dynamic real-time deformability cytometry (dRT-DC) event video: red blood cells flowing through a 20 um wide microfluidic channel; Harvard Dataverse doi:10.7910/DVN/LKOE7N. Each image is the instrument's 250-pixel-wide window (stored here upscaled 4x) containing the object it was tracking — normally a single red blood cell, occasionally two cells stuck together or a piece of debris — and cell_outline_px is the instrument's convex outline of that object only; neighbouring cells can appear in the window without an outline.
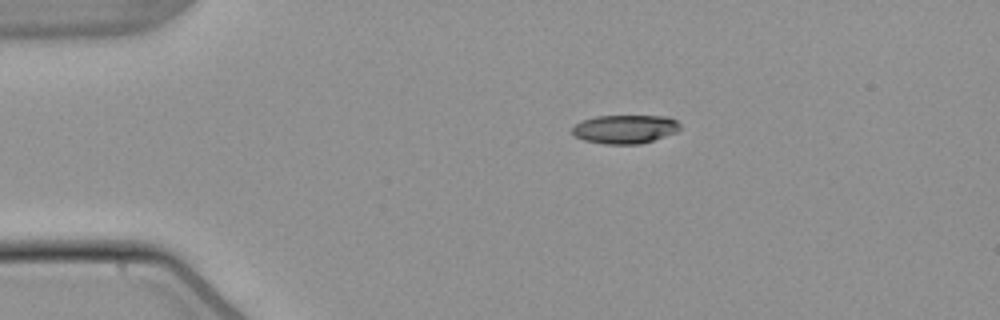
{"species": "common noctule bat (a hibernating species)", "species_latin": "Nyctalus noctula", "temperature_condition": "warm", "stored_images_in_passage": 44, "camera_frame_rate_fps": 3000, "um_per_image_px": 0.085, "animal": {"sex": "male", "body_mass_g": 21.5, "forearm_length_mm": 52.0}, "frame": {"image": 1, "passage_image": 1, "time_ms": 0.0, "image_size_px": [1000, 320], "cell_outline_px": [[680, 128], [676, 132], [640, 144], [604, 144], [584, 140], [576, 136], [572, 132], [572, 128], [576, 124], [584, 120], [596, 116], [668, 116], [676, 120], [680, 124]], "centroid_in_image_um": [53.13, 10.97], "position_along_channel_um": 31.9, "area_um2": 17.86}}
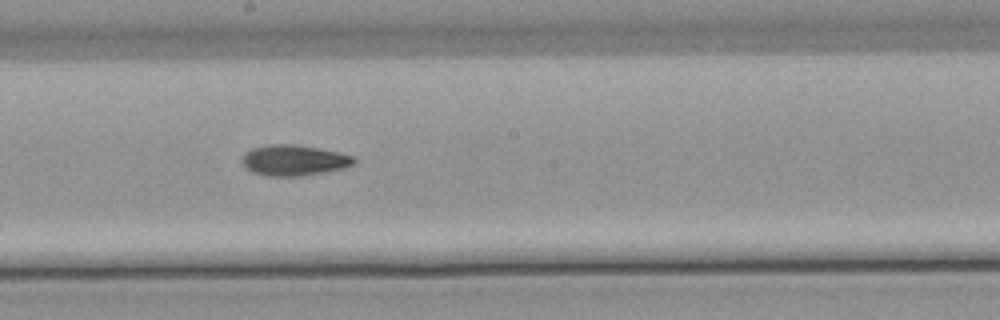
{"frame": {"image": 2, "passage_image": 20, "time_ms": 6.333, "image_size_px": [1000, 320], "cell_outline_px": [[356, 164], [340, 168], [300, 176], [264, 176], [252, 172], [244, 168], [240, 160], [252, 148], [268, 144], [292, 144], [316, 148], [336, 152], [352, 156], [356, 160]], "centroid_in_image_um": [24.91, 13.63], "position_along_channel_um": 223.3, "area_um2": 19.77}}
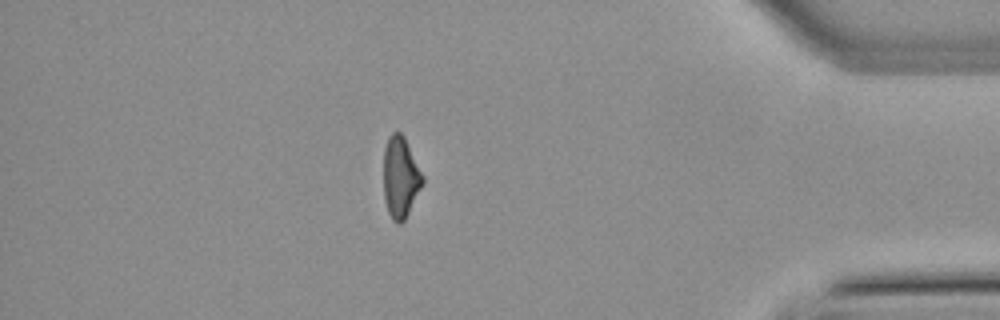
{"frame": {"image": 3, "passage_image": 37, "time_ms": 12.0, "image_size_px": [1000, 320], "cell_outline_px": [[424, 184], [404, 220], [400, 224], [396, 224], [392, 220], [388, 212], [384, 200], [384, 148], [388, 136], [392, 132], [400, 132], [404, 136], [424, 176]], "centroid_in_image_um": [34.04, 15.07], "position_along_channel_um": 401.2, "area_um2": 18.67}, "authors_computed_cell_mechanics": {"area_um2": 18.9873, "velocity_mm_per_s": 3.8328, "shape_relaxation_time_tau1_ms": null, "shape_relaxation_time_tau2_ms": 6.1708, "deformation_change_tau1": null, "deformation_change_tau2": 0.1533}}